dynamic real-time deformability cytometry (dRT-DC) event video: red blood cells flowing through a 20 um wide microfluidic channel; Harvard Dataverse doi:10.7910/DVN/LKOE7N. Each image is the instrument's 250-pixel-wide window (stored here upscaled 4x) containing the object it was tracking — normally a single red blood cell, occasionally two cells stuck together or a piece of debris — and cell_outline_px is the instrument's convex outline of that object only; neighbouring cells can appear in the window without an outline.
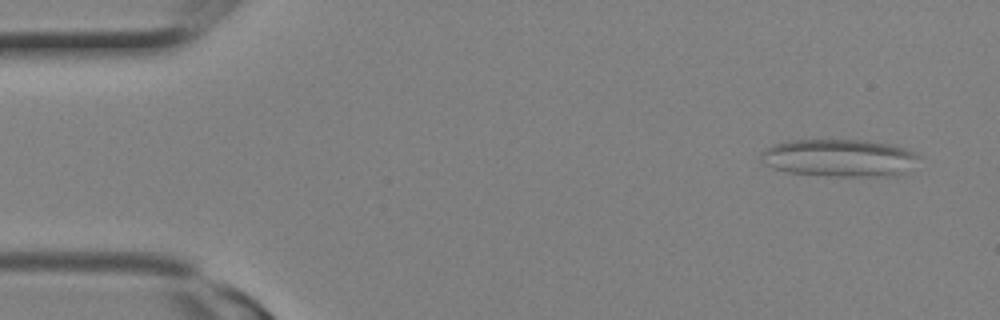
{"species": "Egyptian fruit bat (a non-hibernating species)", "species_latin": "Rousettus aegyptiacus", "temperature_condition": "room temperature", "stored_images_in_passage": 2, "camera_frame_rate_fps": 3000, "um_per_image_px": 0.085, "animal": {"sex": "female"}, "frame": {"image": 1, "passage_image": 1, "time_ms": 0.0, "image_size_px": [1000, 320], "cell_outline_px": [[920, 156], [904, 172], [896, 176], [824, 176], [784, 172], [772, 168], [764, 164], [760, 160], [760, 152], [764, 148], [772, 144], [784, 140], [868, 140], [892, 144], [904, 148]], "centroid_in_image_um": [71.24, 13.42], "position_along_channel_um": 13.8, "area_um2": 34.97}}